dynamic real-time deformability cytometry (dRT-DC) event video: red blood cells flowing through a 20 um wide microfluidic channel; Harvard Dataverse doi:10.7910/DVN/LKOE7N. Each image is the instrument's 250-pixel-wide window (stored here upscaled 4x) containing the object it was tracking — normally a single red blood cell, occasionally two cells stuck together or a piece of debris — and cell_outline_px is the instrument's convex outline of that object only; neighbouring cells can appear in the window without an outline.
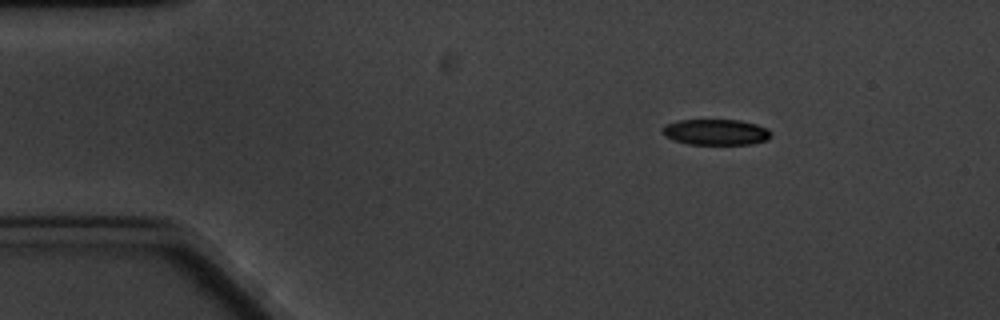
{"species": "common noctule bat (a hibernating species)", "species_latin": "Nyctalus noctula", "temperature_condition": "cold", "stored_images_in_passage": 8, "camera_frame_rate_fps": 3000, "um_per_image_px": 0.085, "animal": {"sex": "male", "body_mass_g": 20.1, "forearm_length_mm": 53.5}, "frame": {"image": 1, "passage_image": 1, "time_ms": 0.0, "image_size_px": [1000, 320], "cell_outline_px": [[772, 136], [768, 140], [752, 144], [688, 144], [672, 140], [664, 136], [664, 124], [680, 120], [740, 120], [756, 124], [764, 128]], "centroid_in_image_um": [60.83, 11.23], "position_along_channel_um": 24.2, "area_um2": 16.24}}
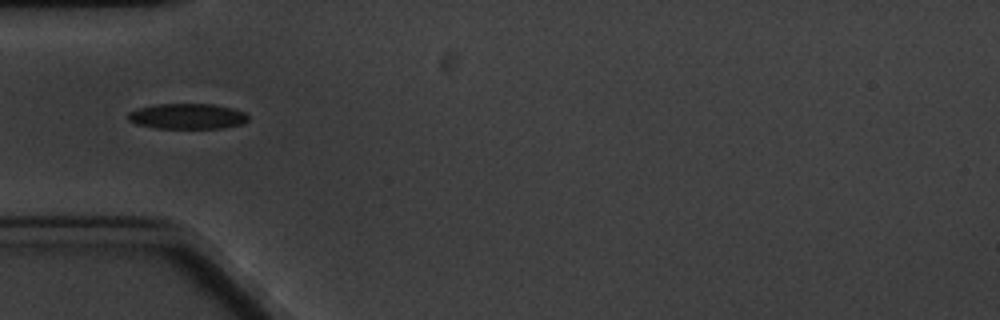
{"frame": {"image": 2, "passage_image": 4, "time_ms": 3.333, "image_size_px": [1000, 320], "cell_outline_px": [[248, 120], [244, 124], [220, 128], [156, 128], [136, 124], [128, 120], [128, 112], [136, 108], [156, 104], [212, 104], [232, 108], [244, 112], [248, 116]], "centroid_in_image_um": [15.91, 9.88], "position_along_channel_um": 69.1, "area_um2": 17.92}}